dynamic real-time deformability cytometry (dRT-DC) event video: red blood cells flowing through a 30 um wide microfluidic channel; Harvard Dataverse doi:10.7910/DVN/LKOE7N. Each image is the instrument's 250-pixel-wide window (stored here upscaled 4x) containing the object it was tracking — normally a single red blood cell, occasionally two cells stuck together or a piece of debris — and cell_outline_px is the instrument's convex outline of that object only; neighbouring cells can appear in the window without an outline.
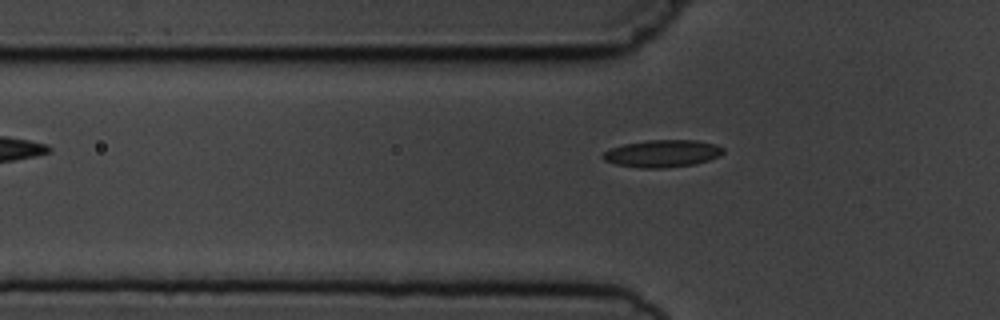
{"species": "common noctule bat (a hibernating species)", "species_latin": "Nyctalus noctula", "temperature_condition": "cold", "stored_images_in_passage": 4, "camera_frame_rate_fps": 3000, "um_per_image_px": 0.085, "animal": {"sex": "male", "body_mass_g": 19.5, "forearm_length_mm": 54.6}, "frame": {"image": 1, "passage_image": 4, "time_ms": 3.667, "image_size_px": [1000, 320], "cell_outline_px": [[724, 152], [720, 156], [696, 164], [664, 168], [640, 168], [616, 164], [604, 160], [600, 156], [604, 152], [612, 148], [624, 144], [648, 140], [696, 140], [716, 144], [724, 148]], "centroid_in_image_um": [56.32, 13.05], "position_along_channel_um": 69.5, "area_um2": 19.19}}